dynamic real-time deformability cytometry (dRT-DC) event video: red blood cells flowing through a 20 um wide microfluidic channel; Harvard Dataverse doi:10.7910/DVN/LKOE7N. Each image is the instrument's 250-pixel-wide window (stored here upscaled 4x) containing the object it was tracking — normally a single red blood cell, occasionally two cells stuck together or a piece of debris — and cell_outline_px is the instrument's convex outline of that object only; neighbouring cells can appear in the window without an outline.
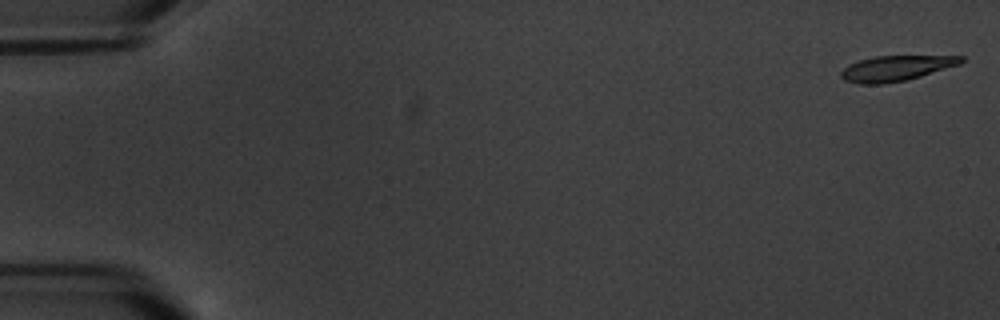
{"species": "common noctule bat (a hibernating species)", "species_latin": "Nyctalus noctula", "temperature_condition": "warm", "stored_images_in_passage": 4, "camera_frame_rate_fps": 3000, "um_per_image_px": 0.085, "animal": {"sex": "male", "body_mass_g": 20.1, "forearm_length_mm": 53.5}, "frame": {"image": 1, "passage_image": 1, "time_ms": 0.0, "image_size_px": [1000, 320], "cell_outline_px": [[964, 60], [960, 64], [920, 76], [904, 80], [884, 84], [856, 84], [844, 80], [840, 76], [840, 72], [848, 64], [860, 60], [876, 56], [964, 56]], "centroid_in_image_um": [76.11, 5.81], "position_along_channel_um": 8.9, "area_um2": 17.63}}